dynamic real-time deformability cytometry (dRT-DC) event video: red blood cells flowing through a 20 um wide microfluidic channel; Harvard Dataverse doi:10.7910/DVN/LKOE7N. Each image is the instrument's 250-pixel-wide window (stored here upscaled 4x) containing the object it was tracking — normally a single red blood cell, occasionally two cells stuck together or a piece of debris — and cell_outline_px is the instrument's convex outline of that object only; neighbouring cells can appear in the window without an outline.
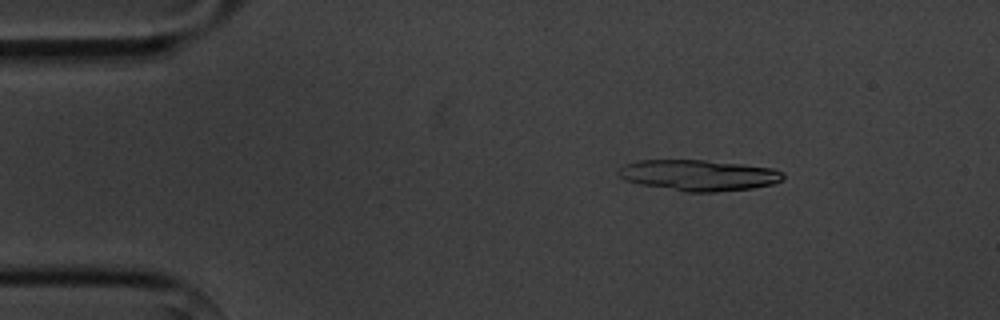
{"species": "common noctule bat (a hibernating species)", "species_latin": "Nyctalus noctula", "temperature_condition": "cold", "stored_images_in_passage": 5, "segment_of_instrument_passage": [1, 2], "camera_frame_rate_fps": 3000, "um_per_image_px": 0.085, "animal": {"sex": "male", "body_mass_g": 20.1, "forearm_length_mm": 53.5}, "frame": {"image": 1, "passage_image": 2, "time_ms": 2.333, "image_size_px": [1000, 320], "cell_outline_px": [[784, 180], [772, 184], [752, 188], [716, 192], [684, 192], [640, 184], [624, 180], [616, 172], [624, 164], [636, 160], [704, 160], [744, 164], [772, 168], [784, 172]], "centroid_in_image_um": [59.38, 14.89], "position_along_channel_um": 25.6, "area_um2": 29.94}}